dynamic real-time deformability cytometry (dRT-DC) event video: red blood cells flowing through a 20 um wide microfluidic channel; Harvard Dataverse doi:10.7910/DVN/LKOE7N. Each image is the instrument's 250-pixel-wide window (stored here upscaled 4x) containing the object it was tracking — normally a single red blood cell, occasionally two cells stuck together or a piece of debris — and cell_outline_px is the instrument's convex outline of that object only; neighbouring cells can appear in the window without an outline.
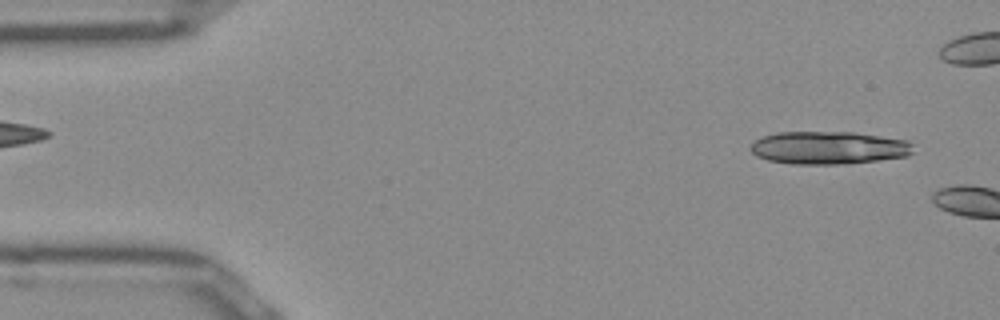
{"species": "Egyptian fruit bat (a non-hibernating species)", "species_latin": "Rousettus aegyptiacus", "temperature_condition": "room temperature", "stored_images_in_passage": 5, "camera_frame_rate_fps": 3000, "um_per_image_px": 0.085, "frame": {"image": 1, "passage_image": 2, "time_ms": 0.333, "image_size_px": [1000, 320], "cell_outline_px": [[912, 152], [908, 156], [880, 160], [848, 164], [792, 164], [768, 160], [756, 156], [748, 148], [756, 140], [764, 136], [776, 132], [852, 132], [908, 140], [912, 144]], "centroid_in_image_um": [70.44, 12.56], "position_along_channel_um": 14.6, "area_um2": 31.27}}